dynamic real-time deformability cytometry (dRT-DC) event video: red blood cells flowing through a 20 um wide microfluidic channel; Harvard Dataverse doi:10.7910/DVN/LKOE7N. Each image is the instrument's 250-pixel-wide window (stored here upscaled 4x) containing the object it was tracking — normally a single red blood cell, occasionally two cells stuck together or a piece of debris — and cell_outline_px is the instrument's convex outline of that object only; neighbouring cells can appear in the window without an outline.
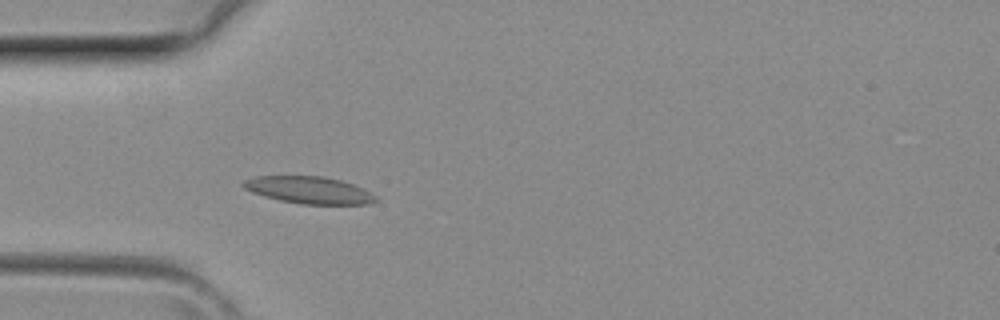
{"species": "common noctule bat (a hibernating species)", "species_latin": "Nyctalus noctula", "temperature_condition": "room temperature", "stored_images_in_passage": 3, "camera_frame_rate_fps": 3000, "um_per_image_px": 0.085, "animal": {"sex": "female", "body_mass_g": 29.2, "forearm_length_mm": 56.3}, "frame": {"image": 1, "passage_image": 3, "time_ms": 0.667, "image_size_px": [1000, 320], "cell_outline_px": [[376, 200], [368, 204], [300, 204], [280, 200], [264, 196], [252, 192], [244, 188], [240, 184], [244, 180], [256, 176], [324, 176], [340, 180], [364, 188], [376, 196]], "centroid_in_image_um": [26.25, 16.15], "position_along_channel_um": 58.8, "area_um2": 20.87}}